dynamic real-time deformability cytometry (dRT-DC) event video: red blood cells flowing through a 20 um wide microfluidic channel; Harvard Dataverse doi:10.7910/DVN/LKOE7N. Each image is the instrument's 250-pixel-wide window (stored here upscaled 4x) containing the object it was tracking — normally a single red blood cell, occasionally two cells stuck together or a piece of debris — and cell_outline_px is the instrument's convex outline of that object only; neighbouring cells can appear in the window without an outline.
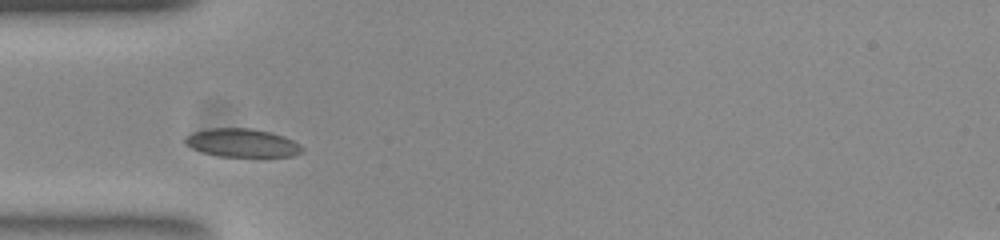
{"species": "common noctule bat (a hibernating species)", "species_latin": "Nyctalus noctula", "temperature_condition": "room temperature", "stored_images_in_passage": 31, "camera_frame_rate_fps": 3000, "um_per_image_px": 0.085, "animal": {"sex": "female", "body_mass_g": 23.0, "forearm_length_mm": 53.4}, "frame": {"image": 1, "passage_image": 5, "time_ms": 1.333, "image_size_px": [1000, 240], "cell_outline_px": [[304, 152], [292, 156], [220, 156], [204, 152], [192, 148], [184, 144], [184, 136], [192, 132], [212, 128], [252, 128], [284, 136], [300, 144], [304, 148]], "centroid_in_image_um": [20.58, 12.14], "position_along_channel_um": 64.4, "area_um2": 19.31}, "authors_computed_cell_mechanics": {"area_um2": 19.1318, "velocity_mm_per_s": 3.7681, "shape_relaxation_time_tau1_ms": 5.2346, "shape_relaxation_time_tau2_ms": null, "deformation_change_tau1": 0.0872, "deformation_change_tau2": null}}